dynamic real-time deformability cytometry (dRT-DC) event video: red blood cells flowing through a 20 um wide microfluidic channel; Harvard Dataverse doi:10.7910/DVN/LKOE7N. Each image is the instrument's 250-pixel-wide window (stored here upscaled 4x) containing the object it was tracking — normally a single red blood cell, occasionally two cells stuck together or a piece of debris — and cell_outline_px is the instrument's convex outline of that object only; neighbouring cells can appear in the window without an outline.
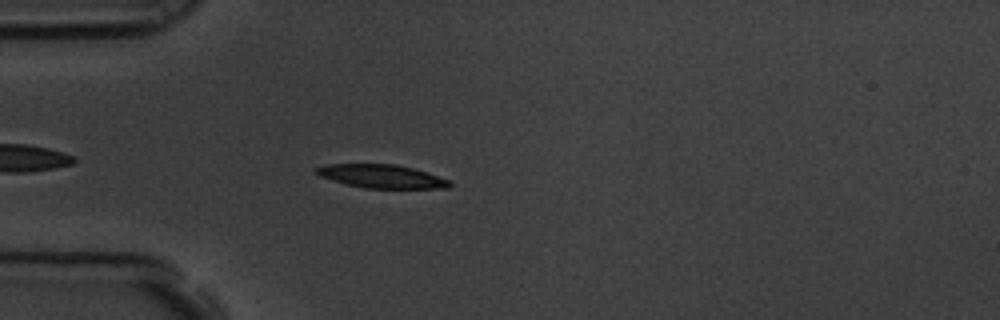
{"species": "common noctule bat (a hibernating species)", "species_latin": "Nyctalus noctula", "temperature_condition": "room temperature", "stored_images_in_passage": 4, "camera_frame_rate_fps": 3000, "um_per_image_px": 0.085, "animal": {"sex": "male", "body_mass_g": 19.5, "forearm_length_mm": 54.6}, "frame": {"image": 1, "passage_image": 3, "time_ms": 0.667, "image_size_px": [1000, 320], "cell_outline_px": [[452, 184], [448, 188], [364, 188], [332, 180], [320, 176], [316, 172], [316, 168], [328, 164], [396, 164], [412, 168], [452, 180]], "centroid_in_image_um": [32.49, 14.99], "position_along_channel_um": 52.5, "area_um2": 18.03}}